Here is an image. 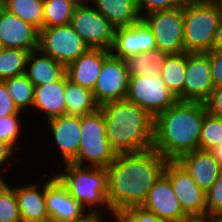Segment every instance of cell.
I'll return each mask as SVG.
<instances>
[{
    "mask_svg": "<svg viewBox=\"0 0 222 222\" xmlns=\"http://www.w3.org/2000/svg\"><path fill=\"white\" fill-rule=\"evenodd\" d=\"M212 49H222V16L213 43Z\"/></svg>",
    "mask_w": 222,
    "mask_h": 222,
    "instance_id": "obj_43",
    "label": "cell"
},
{
    "mask_svg": "<svg viewBox=\"0 0 222 222\" xmlns=\"http://www.w3.org/2000/svg\"><path fill=\"white\" fill-rule=\"evenodd\" d=\"M111 54L102 48H89L66 66V75L72 83L93 90L104 60Z\"/></svg>",
    "mask_w": 222,
    "mask_h": 222,
    "instance_id": "obj_18",
    "label": "cell"
},
{
    "mask_svg": "<svg viewBox=\"0 0 222 222\" xmlns=\"http://www.w3.org/2000/svg\"><path fill=\"white\" fill-rule=\"evenodd\" d=\"M74 1H76L78 4L79 3H86V1L88 2V0H74Z\"/></svg>",
    "mask_w": 222,
    "mask_h": 222,
    "instance_id": "obj_49",
    "label": "cell"
},
{
    "mask_svg": "<svg viewBox=\"0 0 222 222\" xmlns=\"http://www.w3.org/2000/svg\"><path fill=\"white\" fill-rule=\"evenodd\" d=\"M0 5L36 29L43 28V0H0Z\"/></svg>",
    "mask_w": 222,
    "mask_h": 222,
    "instance_id": "obj_28",
    "label": "cell"
},
{
    "mask_svg": "<svg viewBox=\"0 0 222 222\" xmlns=\"http://www.w3.org/2000/svg\"><path fill=\"white\" fill-rule=\"evenodd\" d=\"M142 207L168 222H177L187 216L164 173L155 181Z\"/></svg>",
    "mask_w": 222,
    "mask_h": 222,
    "instance_id": "obj_17",
    "label": "cell"
},
{
    "mask_svg": "<svg viewBox=\"0 0 222 222\" xmlns=\"http://www.w3.org/2000/svg\"><path fill=\"white\" fill-rule=\"evenodd\" d=\"M13 152L14 148L10 144L0 141V165L5 163L8 158L12 157L14 154Z\"/></svg>",
    "mask_w": 222,
    "mask_h": 222,
    "instance_id": "obj_41",
    "label": "cell"
},
{
    "mask_svg": "<svg viewBox=\"0 0 222 222\" xmlns=\"http://www.w3.org/2000/svg\"><path fill=\"white\" fill-rule=\"evenodd\" d=\"M20 111L14 104L12 97L9 95L4 81H0V117L19 114Z\"/></svg>",
    "mask_w": 222,
    "mask_h": 222,
    "instance_id": "obj_39",
    "label": "cell"
},
{
    "mask_svg": "<svg viewBox=\"0 0 222 222\" xmlns=\"http://www.w3.org/2000/svg\"><path fill=\"white\" fill-rule=\"evenodd\" d=\"M211 61V77L214 88L222 87V49L207 52Z\"/></svg>",
    "mask_w": 222,
    "mask_h": 222,
    "instance_id": "obj_38",
    "label": "cell"
},
{
    "mask_svg": "<svg viewBox=\"0 0 222 222\" xmlns=\"http://www.w3.org/2000/svg\"><path fill=\"white\" fill-rule=\"evenodd\" d=\"M45 222H101V219H59L54 217H49Z\"/></svg>",
    "mask_w": 222,
    "mask_h": 222,
    "instance_id": "obj_44",
    "label": "cell"
},
{
    "mask_svg": "<svg viewBox=\"0 0 222 222\" xmlns=\"http://www.w3.org/2000/svg\"><path fill=\"white\" fill-rule=\"evenodd\" d=\"M100 108L108 142L116 154L152 149L155 118L149 112L127 100L108 102Z\"/></svg>",
    "mask_w": 222,
    "mask_h": 222,
    "instance_id": "obj_3",
    "label": "cell"
},
{
    "mask_svg": "<svg viewBox=\"0 0 222 222\" xmlns=\"http://www.w3.org/2000/svg\"><path fill=\"white\" fill-rule=\"evenodd\" d=\"M168 53L160 49L142 52L124 59L129 76H158Z\"/></svg>",
    "mask_w": 222,
    "mask_h": 222,
    "instance_id": "obj_25",
    "label": "cell"
},
{
    "mask_svg": "<svg viewBox=\"0 0 222 222\" xmlns=\"http://www.w3.org/2000/svg\"><path fill=\"white\" fill-rule=\"evenodd\" d=\"M183 15L185 52L212 50L222 12L211 1L188 0L183 6Z\"/></svg>",
    "mask_w": 222,
    "mask_h": 222,
    "instance_id": "obj_4",
    "label": "cell"
},
{
    "mask_svg": "<svg viewBox=\"0 0 222 222\" xmlns=\"http://www.w3.org/2000/svg\"><path fill=\"white\" fill-rule=\"evenodd\" d=\"M222 143V118L208 111L201 125L199 150L211 151Z\"/></svg>",
    "mask_w": 222,
    "mask_h": 222,
    "instance_id": "obj_32",
    "label": "cell"
},
{
    "mask_svg": "<svg viewBox=\"0 0 222 222\" xmlns=\"http://www.w3.org/2000/svg\"><path fill=\"white\" fill-rule=\"evenodd\" d=\"M145 15L141 19L152 31L156 49L168 54L185 52L183 7L155 11Z\"/></svg>",
    "mask_w": 222,
    "mask_h": 222,
    "instance_id": "obj_9",
    "label": "cell"
},
{
    "mask_svg": "<svg viewBox=\"0 0 222 222\" xmlns=\"http://www.w3.org/2000/svg\"><path fill=\"white\" fill-rule=\"evenodd\" d=\"M222 213V171L212 187L206 192V214L217 216Z\"/></svg>",
    "mask_w": 222,
    "mask_h": 222,
    "instance_id": "obj_36",
    "label": "cell"
},
{
    "mask_svg": "<svg viewBox=\"0 0 222 222\" xmlns=\"http://www.w3.org/2000/svg\"><path fill=\"white\" fill-rule=\"evenodd\" d=\"M96 10L115 28L135 24L141 20L136 0H92Z\"/></svg>",
    "mask_w": 222,
    "mask_h": 222,
    "instance_id": "obj_24",
    "label": "cell"
},
{
    "mask_svg": "<svg viewBox=\"0 0 222 222\" xmlns=\"http://www.w3.org/2000/svg\"><path fill=\"white\" fill-rule=\"evenodd\" d=\"M205 193L212 187L222 171L211 151L195 150L177 160Z\"/></svg>",
    "mask_w": 222,
    "mask_h": 222,
    "instance_id": "obj_19",
    "label": "cell"
},
{
    "mask_svg": "<svg viewBox=\"0 0 222 222\" xmlns=\"http://www.w3.org/2000/svg\"><path fill=\"white\" fill-rule=\"evenodd\" d=\"M116 220L117 222H168L142 206L127 208L117 216Z\"/></svg>",
    "mask_w": 222,
    "mask_h": 222,
    "instance_id": "obj_34",
    "label": "cell"
},
{
    "mask_svg": "<svg viewBox=\"0 0 222 222\" xmlns=\"http://www.w3.org/2000/svg\"><path fill=\"white\" fill-rule=\"evenodd\" d=\"M187 1L188 0H136V4L139 14L142 17V14L144 13L143 10L146 11V14L155 11L171 10L178 7H183Z\"/></svg>",
    "mask_w": 222,
    "mask_h": 222,
    "instance_id": "obj_37",
    "label": "cell"
},
{
    "mask_svg": "<svg viewBox=\"0 0 222 222\" xmlns=\"http://www.w3.org/2000/svg\"><path fill=\"white\" fill-rule=\"evenodd\" d=\"M46 209L49 217L59 219H101L98 211L85 209L67 191V189L54 176L46 183L45 191Z\"/></svg>",
    "mask_w": 222,
    "mask_h": 222,
    "instance_id": "obj_14",
    "label": "cell"
},
{
    "mask_svg": "<svg viewBox=\"0 0 222 222\" xmlns=\"http://www.w3.org/2000/svg\"><path fill=\"white\" fill-rule=\"evenodd\" d=\"M20 114L0 117V141L10 144L13 148L20 133Z\"/></svg>",
    "mask_w": 222,
    "mask_h": 222,
    "instance_id": "obj_35",
    "label": "cell"
},
{
    "mask_svg": "<svg viewBox=\"0 0 222 222\" xmlns=\"http://www.w3.org/2000/svg\"><path fill=\"white\" fill-rule=\"evenodd\" d=\"M211 2L222 12V0H211Z\"/></svg>",
    "mask_w": 222,
    "mask_h": 222,
    "instance_id": "obj_46",
    "label": "cell"
},
{
    "mask_svg": "<svg viewBox=\"0 0 222 222\" xmlns=\"http://www.w3.org/2000/svg\"><path fill=\"white\" fill-rule=\"evenodd\" d=\"M30 51L16 48H0V81L25 74Z\"/></svg>",
    "mask_w": 222,
    "mask_h": 222,
    "instance_id": "obj_30",
    "label": "cell"
},
{
    "mask_svg": "<svg viewBox=\"0 0 222 222\" xmlns=\"http://www.w3.org/2000/svg\"><path fill=\"white\" fill-rule=\"evenodd\" d=\"M163 173L169 178L180 206L187 216L206 214V193L198 187L178 161H167Z\"/></svg>",
    "mask_w": 222,
    "mask_h": 222,
    "instance_id": "obj_12",
    "label": "cell"
},
{
    "mask_svg": "<svg viewBox=\"0 0 222 222\" xmlns=\"http://www.w3.org/2000/svg\"><path fill=\"white\" fill-rule=\"evenodd\" d=\"M7 185V183H5L2 179V177H0V191Z\"/></svg>",
    "mask_w": 222,
    "mask_h": 222,
    "instance_id": "obj_47",
    "label": "cell"
},
{
    "mask_svg": "<svg viewBox=\"0 0 222 222\" xmlns=\"http://www.w3.org/2000/svg\"><path fill=\"white\" fill-rule=\"evenodd\" d=\"M167 160L153 148L137 153L117 154L107 167V202L117 218L124 210L142 206Z\"/></svg>",
    "mask_w": 222,
    "mask_h": 222,
    "instance_id": "obj_1",
    "label": "cell"
},
{
    "mask_svg": "<svg viewBox=\"0 0 222 222\" xmlns=\"http://www.w3.org/2000/svg\"><path fill=\"white\" fill-rule=\"evenodd\" d=\"M214 218H215V222H222V213L215 216Z\"/></svg>",
    "mask_w": 222,
    "mask_h": 222,
    "instance_id": "obj_48",
    "label": "cell"
},
{
    "mask_svg": "<svg viewBox=\"0 0 222 222\" xmlns=\"http://www.w3.org/2000/svg\"><path fill=\"white\" fill-rule=\"evenodd\" d=\"M116 156L107 139L105 117L101 108L81 116L80 147L77 157L71 163L84 166L85 159L91 162V167L107 168Z\"/></svg>",
    "mask_w": 222,
    "mask_h": 222,
    "instance_id": "obj_6",
    "label": "cell"
},
{
    "mask_svg": "<svg viewBox=\"0 0 222 222\" xmlns=\"http://www.w3.org/2000/svg\"><path fill=\"white\" fill-rule=\"evenodd\" d=\"M48 121L64 164L71 163L77 157L80 147L81 116L65 114Z\"/></svg>",
    "mask_w": 222,
    "mask_h": 222,
    "instance_id": "obj_20",
    "label": "cell"
},
{
    "mask_svg": "<svg viewBox=\"0 0 222 222\" xmlns=\"http://www.w3.org/2000/svg\"><path fill=\"white\" fill-rule=\"evenodd\" d=\"M205 105L209 113L222 118V87L213 90Z\"/></svg>",
    "mask_w": 222,
    "mask_h": 222,
    "instance_id": "obj_40",
    "label": "cell"
},
{
    "mask_svg": "<svg viewBox=\"0 0 222 222\" xmlns=\"http://www.w3.org/2000/svg\"><path fill=\"white\" fill-rule=\"evenodd\" d=\"M36 54L42 56L36 57ZM25 69V75L34 86L56 82L66 74L65 65L38 50L30 52Z\"/></svg>",
    "mask_w": 222,
    "mask_h": 222,
    "instance_id": "obj_23",
    "label": "cell"
},
{
    "mask_svg": "<svg viewBox=\"0 0 222 222\" xmlns=\"http://www.w3.org/2000/svg\"><path fill=\"white\" fill-rule=\"evenodd\" d=\"M154 49H156L154 35L141 19L133 25L116 28L114 43L110 52L113 56L124 60L130 56Z\"/></svg>",
    "mask_w": 222,
    "mask_h": 222,
    "instance_id": "obj_15",
    "label": "cell"
},
{
    "mask_svg": "<svg viewBox=\"0 0 222 222\" xmlns=\"http://www.w3.org/2000/svg\"><path fill=\"white\" fill-rule=\"evenodd\" d=\"M205 103L177 101L155 117L153 149L167 161L199 150Z\"/></svg>",
    "mask_w": 222,
    "mask_h": 222,
    "instance_id": "obj_2",
    "label": "cell"
},
{
    "mask_svg": "<svg viewBox=\"0 0 222 222\" xmlns=\"http://www.w3.org/2000/svg\"><path fill=\"white\" fill-rule=\"evenodd\" d=\"M55 177L84 209L85 205L89 207L97 204L111 211L107 202V168L66 163L65 173L57 174Z\"/></svg>",
    "mask_w": 222,
    "mask_h": 222,
    "instance_id": "obj_5",
    "label": "cell"
},
{
    "mask_svg": "<svg viewBox=\"0 0 222 222\" xmlns=\"http://www.w3.org/2000/svg\"><path fill=\"white\" fill-rule=\"evenodd\" d=\"M207 53H187L183 101L205 103L214 90Z\"/></svg>",
    "mask_w": 222,
    "mask_h": 222,
    "instance_id": "obj_13",
    "label": "cell"
},
{
    "mask_svg": "<svg viewBox=\"0 0 222 222\" xmlns=\"http://www.w3.org/2000/svg\"><path fill=\"white\" fill-rule=\"evenodd\" d=\"M77 5L74 0H43V27L70 24Z\"/></svg>",
    "mask_w": 222,
    "mask_h": 222,
    "instance_id": "obj_29",
    "label": "cell"
},
{
    "mask_svg": "<svg viewBox=\"0 0 222 222\" xmlns=\"http://www.w3.org/2000/svg\"><path fill=\"white\" fill-rule=\"evenodd\" d=\"M13 189L16 193L22 222H45L49 218L45 202L46 183H44L41 192L36 185Z\"/></svg>",
    "mask_w": 222,
    "mask_h": 222,
    "instance_id": "obj_22",
    "label": "cell"
},
{
    "mask_svg": "<svg viewBox=\"0 0 222 222\" xmlns=\"http://www.w3.org/2000/svg\"><path fill=\"white\" fill-rule=\"evenodd\" d=\"M186 70V52L168 54L160 76L178 101H183V84Z\"/></svg>",
    "mask_w": 222,
    "mask_h": 222,
    "instance_id": "obj_26",
    "label": "cell"
},
{
    "mask_svg": "<svg viewBox=\"0 0 222 222\" xmlns=\"http://www.w3.org/2000/svg\"><path fill=\"white\" fill-rule=\"evenodd\" d=\"M39 30L0 5V48L38 49Z\"/></svg>",
    "mask_w": 222,
    "mask_h": 222,
    "instance_id": "obj_16",
    "label": "cell"
},
{
    "mask_svg": "<svg viewBox=\"0 0 222 222\" xmlns=\"http://www.w3.org/2000/svg\"><path fill=\"white\" fill-rule=\"evenodd\" d=\"M211 152L213 153L214 157L216 158L222 169V143L211 150Z\"/></svg>",
    "mask_w": 222,
    "mask_h": 222,
    "instance_id": "obj_45",
    "label": "cell"
},
{
    "mask_svg": "<svg viewBox=\"0 0 222 222\" xmlns=\"http://www.w3.org/2000/svg\"><path fill=\"white\" fill-rule=\"evenodd\" d=\"M0 222H22L15 190L8 185L0 191Z\"/></svg>",
    "mask_w": 222,
    "mask_h": 222,
    "instance_id": "obj_33",
    "label": "cell"
},
{
    "mask_svg": "<svg viewBox=\"0 0 222 222\" xmlns=\"http://www.w3.org/2000/svg\"><path fill=\"white\" fill-rule=\"evenodd\" d=\"M177 222H215V218L208 214L204 215H189L181 218Z\"/></svg>",
    "mask_w": 222,
    "mask_h": 222,
    "instance_id": "obj_42",
    "label": "cell"
},
{
    "mask_svg": "<svg viewBox=\"0 0 222 222\" xmlns=\"http://www.w3.org/2000/svg\"><path fill=\"white\" fill-rule=\"evenodd\" d=\"M89 49L70 24L39 30L38 51L67 66Z\"/></svg>",
    "mask_w": 222,
    "mask_h": 222,
    "instance_id": "obj_8",
    "label": "cell"
},
{
    "mask_svg": "<svg viewBox=\"0 0 222 222\" xmlns=\"http://www.w3.org/2000/svg\"><path fill=\"white\" fill-rule=\"evenodd\" d=\"M129 74L124 60L110 54L103 62V66L96 85L92 90L96 104L101 105L125 100L128 90Z\"/></svg>",
    "mask_w": 222,
    "mask_h": 222,
    "instance_id": "obj_11",
    "label": "cell"
},
{
    "mask_svg": "<svg viewBox=\"0 0 222 222\" xmlns=\"http://www.w3.org/2000/svg\"><path fill=\"white\" fill-rule=\"evenodd\" d=\"M67 114L83 116L94 112L99 106L93 98V93L87 88L68 80L66 75V88L64 91Z\"/></svg>",
    "mask_w": 222,
    "mask_h": 222,
    "instance_id": "obj_27",
    "label": "cell"
},
{
    "mask_svg": "<svg viewBox=\"0 0 222 222\" xmlns=\"http://www.w3.org/2000/svg\"><path fill=\"white\" fill-rule=\"evenodd\" d=\"M125 100L143 108L154 118L178 101L160 75L129 76Z\"/></svg>",
    "mask_w": 222,
    "mask_h": 222,
    "instance_id": "obj_7",
    "label": "cell"
},
{
    "mask_svg": "<svg viewBox=\"0 0 222 222\" xmlns=\"http://www.w3.org/2000/svg\"><path fill=\"white\" fill-rule=\"evenodd\" d=\"M65 88L66 74L56 82L35 86L33 106L44 111L48 120L67 114Z\"/></svg>",
    "mask_w": 222,
    "mask_h": 222,
    "instance_id": "obj_21",
    "label": "cell"
},
{
    "mask_svg": "<svg viewBox=\"0 0 222 222\" xmlns=\"http://www.w3.org/2000/svg\"><path fill=\"white\" fill-rule=\"evenodd\" d=\"M70 26L89 48H112L116 28L95 7L79 3L70 20Z\"/></svg>",
    "mask_w": 222,
    "mask_h": 222,
    "instance_id": "obj_10",
    "label": "cell"
},
{
    "mask_svg": "<svg viewBox=\"0 0 222 222\" xmlns=\"http://www.w3.org/2000/svg\"><path fill=\"white\" fill-rule=\"evenodd\" d=\"M4 82L9 95L20 112L28 105L33 106L35 86L25 74L11 77Z\"/></svg>",
    "mask_w": 222,
    "mask_h": 222,
    "instance_id": "obj_31",
    "label": "cell"
}]
</instances>
